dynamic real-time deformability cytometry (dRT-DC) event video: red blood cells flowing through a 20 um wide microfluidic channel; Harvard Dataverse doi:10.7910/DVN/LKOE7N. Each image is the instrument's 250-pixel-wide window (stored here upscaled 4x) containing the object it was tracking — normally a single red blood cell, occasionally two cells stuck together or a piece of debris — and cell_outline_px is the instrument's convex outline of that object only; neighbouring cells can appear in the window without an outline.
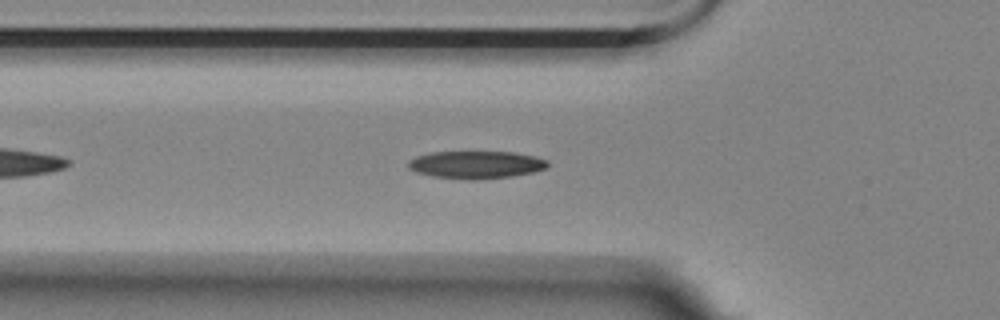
{"species": "Egyptian fruit bat (a non-hibernating species)", "species_latin": "Rousettus aegyptiacus", "temperature_condition": "room temperature", "stored_images_in_passage": 48, "camera_frame_rate_fps": 3000, "um_per_image_px": 0.085, "animal": {"sex": "female"}, "frame": {"image": 1, "passage_image": 10, "time_ms": 3.0, "image_size_px": [1000, 320], "cell_outline_px": [[548, 164], [544, 168], [532, 172], [512, 176], [472, 180], [468, 180], [432, 176], [416, 172], [408, 168], [408, 160], [416, 156], [432, 152], [512, 152], [532, 156], [548, 160]], "centroid_in_image_um": [40.41, 14.0], "position_along_channel_um": 85.4, "area_um2": 22.25}}
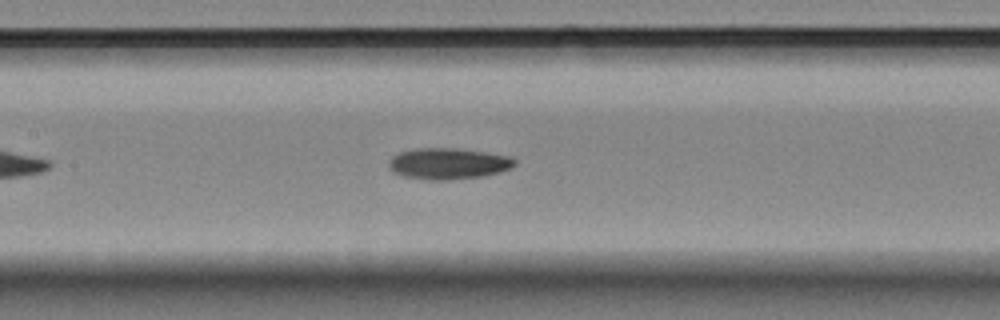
{"frame": {"image": 2, "passage_image": 17, "time_ms": 5.333, "image_size_px": [1000, 320], "cell_outline_px": [[516, 164], [512, 168], [480, 176], [448, 180], [424, 180], [404, 176], [396, 172], [388, 164], [388, 160], [392, 156], [400, 152], [416, 148], [456, 148], [512, 156], [516, 160]], "centroid_in_image_um": [38.11, 13.9], "position_along_channel_um": 169.3, "area_um2": 22.77}}
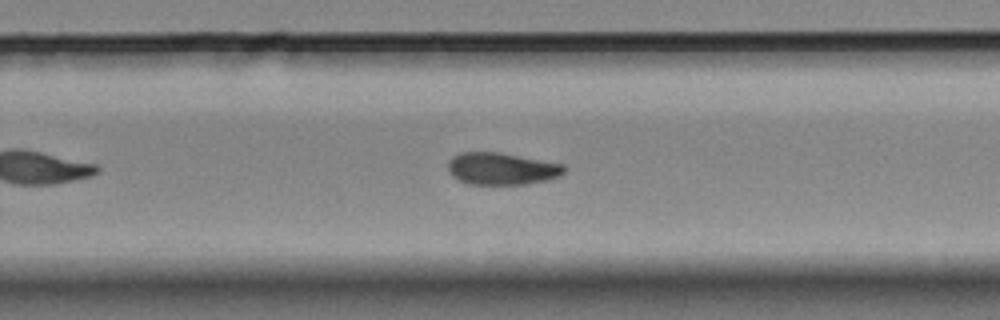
{"frame": {"image": 3, "passage_image": 27, "time_ms": 8.667, "image_size_px": [1000, 320], "cell_outline_px": [[568, 168], [560, 176], [548, 180], [524, 184], [468, 184], [452, 176], [448, 168], [448, 160], [452, 156], [460, 152], [500, 152], [564, 164]], "centroid_in_image_um": [42.66, 14.33], "position_along_channel_um": 287.1, "area_um2": 21.91}, "authors_computed_cell_mechanics": {"area_um2": 21.8195, "velocity_mm_per_s": 3.5559, "shape_relaxation_time_tau1_ms": 6.4428, "shape_relaxation_time_tau2_ms": null, "deformation_change_tau1": 0.1571, "deformation_change_tau2": null}}